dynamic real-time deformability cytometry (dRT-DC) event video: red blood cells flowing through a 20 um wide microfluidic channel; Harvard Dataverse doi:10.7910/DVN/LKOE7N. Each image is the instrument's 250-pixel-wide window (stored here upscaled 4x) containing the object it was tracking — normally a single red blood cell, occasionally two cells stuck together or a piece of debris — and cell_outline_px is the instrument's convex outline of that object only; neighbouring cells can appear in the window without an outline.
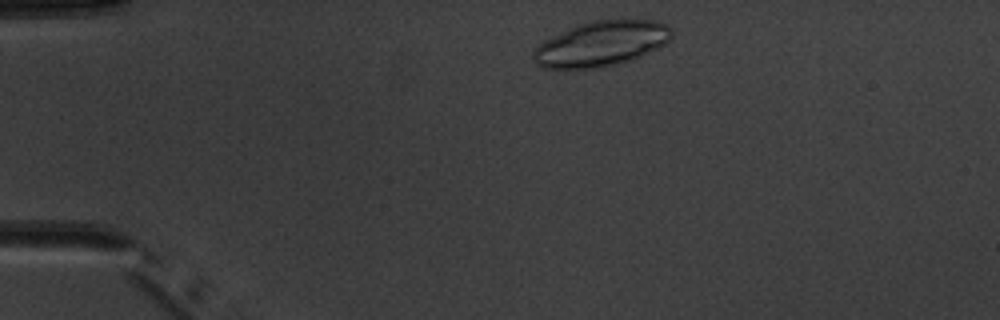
{"species": "common noctule bat (a hibernating species)", "species_latin": "Nyctalus noctula", "temperature_condition": "warm", "stored_images_in_passage": 3, "camera_frame_rate_fps": 3000, "um_per_image_px": 0.085, "animal": {"sex": "male", "body_mass_g": 20.1, "forearm_length_mm": 53.5}, "frame": {"image": 1, "passage_image": 1, "time_ms": 0.0, "image_size_px": [1000, 320], "cell_outline_px": [[672, 36], [664, 44], [632, 60], [596, 68], [540, 68], [532, 60], [532, 52], [536, 44], [576, 24], [596, 20], [656, 20], [668, 24], [672, 28]], "centroid_in_image_um": [51.06, 3.71], "position_along_channel_um": 33.9, "area_um2": 36.47}}